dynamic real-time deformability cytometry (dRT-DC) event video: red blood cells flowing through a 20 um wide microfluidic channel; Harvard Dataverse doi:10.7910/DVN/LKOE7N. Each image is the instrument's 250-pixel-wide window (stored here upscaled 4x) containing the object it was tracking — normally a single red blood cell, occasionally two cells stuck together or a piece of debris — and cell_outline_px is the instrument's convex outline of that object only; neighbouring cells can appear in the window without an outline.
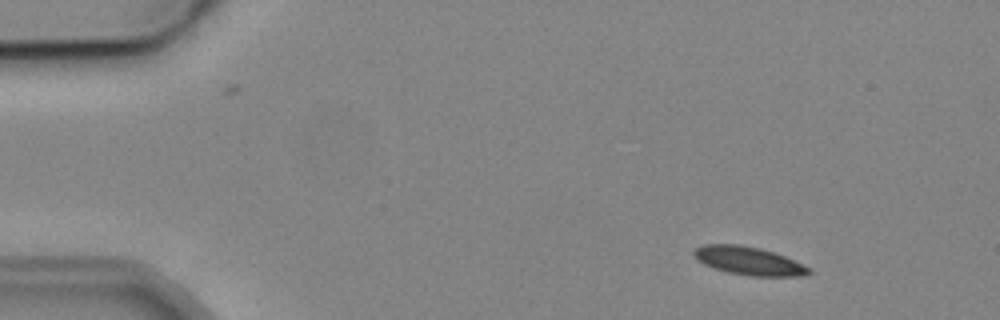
{"species": "common noctule bat (a hibernating species)", "species_latin": "Nyctalus noctula", "temperature_condition": "cold", "stored_images_in_passage": 4, "camera_frame_rate_fps": 3000, "um_per_image_px": 0.085, "animal": {"sex": "male", "body_mass_g": 19.2, "forearm_length_mm": 51.8}, "frame": {"image": 1, "passage_image": 2, "time_ms": 1.333, "image_size_px": [1000, 320], "cell_outline_px": [[812, 272], [800, 276], [752, 276], [728, 272], [704, 264], [696, 260], [692, 256], [692, 252], [696, 248], [704, 244], [740, 244], [760, 248], [776, 252], [812, 268]], "centroid_in_image_um": [63.64, 22.16], "position_along_channel_um": 21.4, "area_um2": 19.07}}